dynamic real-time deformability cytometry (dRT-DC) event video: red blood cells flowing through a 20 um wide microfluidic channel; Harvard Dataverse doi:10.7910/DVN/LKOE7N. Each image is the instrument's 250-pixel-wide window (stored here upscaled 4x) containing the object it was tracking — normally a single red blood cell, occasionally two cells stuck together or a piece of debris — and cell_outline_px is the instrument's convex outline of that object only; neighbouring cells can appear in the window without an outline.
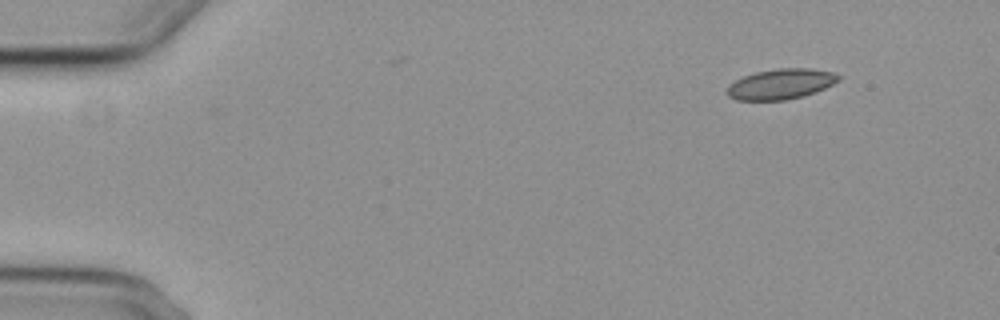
{"species": "common noctule bat (a hibernating species)", "species_latin": "Nyctalus noctula", "temperature_condition": "cold", "stored_images_in_passage": 4, "camera_frame_rate_fps": 3000, "um_per_image_px": 0.085, "animal": {"sex": "female", "body_mass_g": 29.2, "forearm_length_mm": 56.3}, "frame": {"image": 1, "passage_image": 1, "time_ms": 0.0, "image_size_px": [1000, 320], "cell_outline_px": [[840, 80], [816, 92], [804, 96], [784, 100], [736, 100], [728, 96], [724, 92], [728, 84], [744, 76], [756, 72], [776, 68], [812, 68], [832, 72], [840, 76]], "centroid_in_image_um": [66.34, 7.14], "position_along_channel_um": 18.7, "area_um2": 19.88}}